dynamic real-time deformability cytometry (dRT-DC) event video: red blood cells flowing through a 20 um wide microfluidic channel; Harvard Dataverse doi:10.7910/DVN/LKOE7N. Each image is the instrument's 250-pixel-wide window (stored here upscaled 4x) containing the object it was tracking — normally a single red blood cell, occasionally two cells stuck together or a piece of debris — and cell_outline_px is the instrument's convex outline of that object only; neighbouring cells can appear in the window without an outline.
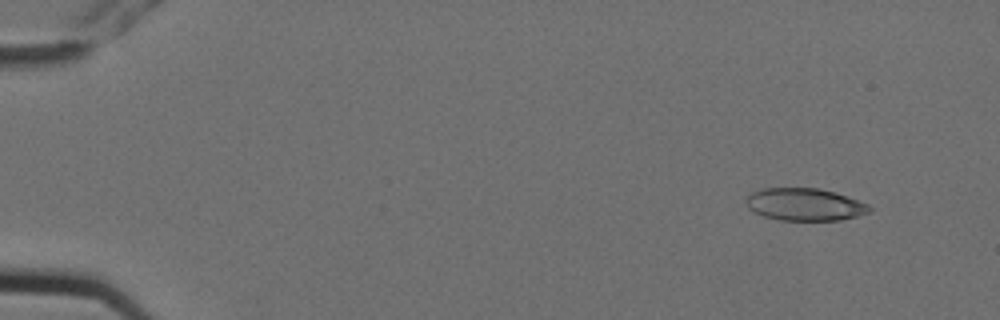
{"species": "Egyptian fruit bat (a non-hibernating species)", "species_latin": "Rousettus aegyptiacus", "temperature_condition": "cold", "stored_images_in_passage": 7, "camera_frame_rate_fps": 3000, "um_per_image_px": 0.085, "animal": {"sex": "female"}, "frame": {"image": 1, "passage_image": 2, "time_ms": 0.333, "image_size_px": [1000, 320], "cell_outline_px": [[872, 212], [840, 220], [780, 220], [764, 216], [752, 212], [748, 208], [744, 200], [752, 192], [764, 188], [820, 188], [836, 192], [868, 204], [872, 208]], "centroid_in_image_um": [68.4, 17.38], "position_along_channel_um": 16.6, "area_um2": 23.47}}
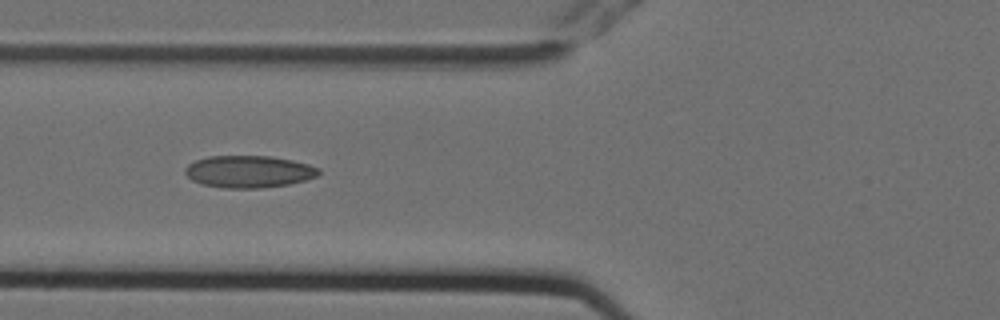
{"frame": {"image": 2, "passage_image": 7, "time_ms": 2.0, "image_size_px": [1000, 320], "cell_outline_px": [[320, 172], [316, 176], [304, 180], [288, 184], [260, 188], [224, 188], [200, 184], [192, 180], [184, 172], [184, 168], [188, 164], [196, 160], [208, 156], [272, 156], [292, 160], [308, 164], [320, 168]], "centroid_in_image_um": [21.12, 14.58], "position_along_channel_um": 104.7, "area_um2": 25.03}}